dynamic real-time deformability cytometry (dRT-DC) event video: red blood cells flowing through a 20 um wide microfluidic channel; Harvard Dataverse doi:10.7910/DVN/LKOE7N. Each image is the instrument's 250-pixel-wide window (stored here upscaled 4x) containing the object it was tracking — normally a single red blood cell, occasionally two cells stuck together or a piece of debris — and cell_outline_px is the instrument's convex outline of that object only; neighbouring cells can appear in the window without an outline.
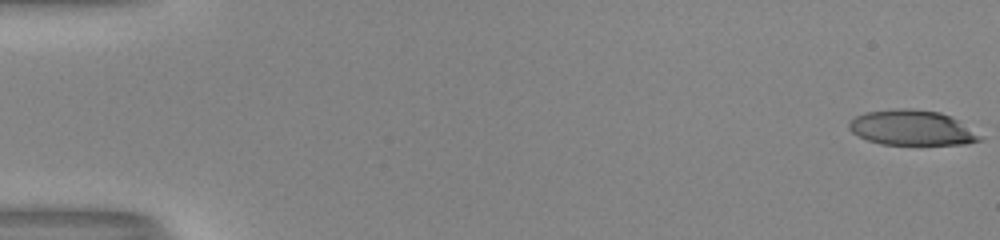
{"species": "human", "species_latin": "Homo sapiens", "temperature_condition": "room temperature", "stored_images_in_passage": 53, "camera_frame_rate_fps": 3000, "um_per_image_px": 0.085, "donor": {"sex": "male"}, "frame": {"image": 1, "passage_image": 1, "time_ms": 0.0, "image_size_px": [1000, 240], "cell_outline_px": [[984, 136], [980, 140], [968, 144], [880, 144], [868, 140], [852, 132], [848, 128], [848, 124], [856, 116], [864, 112], [896, 108], [912, 108], [940, 112], [952, 116]], "centroid_in_image_um": [77.54, 10.85], "position_along_channel_um": 7.5, "area_um2": 26.93}}
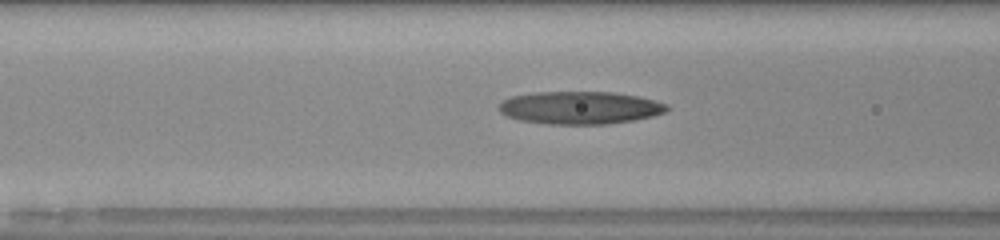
{"frame": {"image": 2, "passage_image": 23, "time_ms": 7.333, "image_size_px": [1000, 240], "cell_outline_px": [[668, 108], [664, 112], [652, 116], [632, 120], [608, 124], [548, 124], [520, 120], [508, 116], [500, 112], [500, 104], [504, 100], [512, 96], [532, 92], [612, 92], [636, 96], [656, 100], [668, 104]], "centroid_in_image_um": [49.3, 9.15], "position_along_channel_um": 117.3, "area_um2": 31.85}}
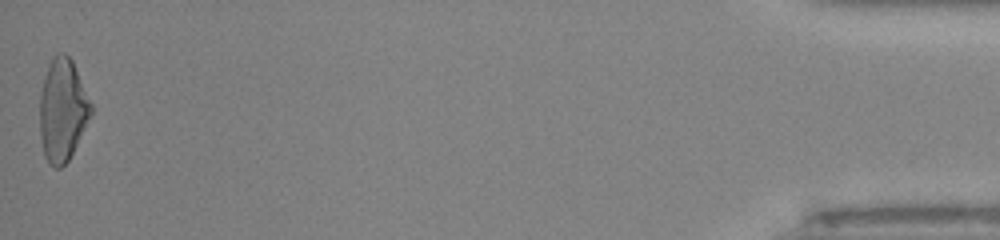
{"frame": {"image": 3, "passage_image": 53, "time_ms": 17.333, "image_size_px": [1000, 240], "cell_outline_px": [[92, 112], [68, 160], [60, 168], [56, 168], [48, 164], [44, 156], [40, 136], [40, 92], [44, 76], [52, 56], [56, 52], [64, 52], [72, 60], [92, 104]], "centroid_in_image_um": [5.29, 9.33], "position_along_channel_um": 429.9, "area_um2": 30.46}, "authors_computed_cell_mechanics": {"area_um2": 30.345, "velocity_mm_per_s": 4.0913, "shape_relaxation_time_tau1_ms": null, "shape_relaxation_time_tau2_ms": 2.9533, "deformation_change_tau1": null, "deformation_change_tau2": 0.1328}}